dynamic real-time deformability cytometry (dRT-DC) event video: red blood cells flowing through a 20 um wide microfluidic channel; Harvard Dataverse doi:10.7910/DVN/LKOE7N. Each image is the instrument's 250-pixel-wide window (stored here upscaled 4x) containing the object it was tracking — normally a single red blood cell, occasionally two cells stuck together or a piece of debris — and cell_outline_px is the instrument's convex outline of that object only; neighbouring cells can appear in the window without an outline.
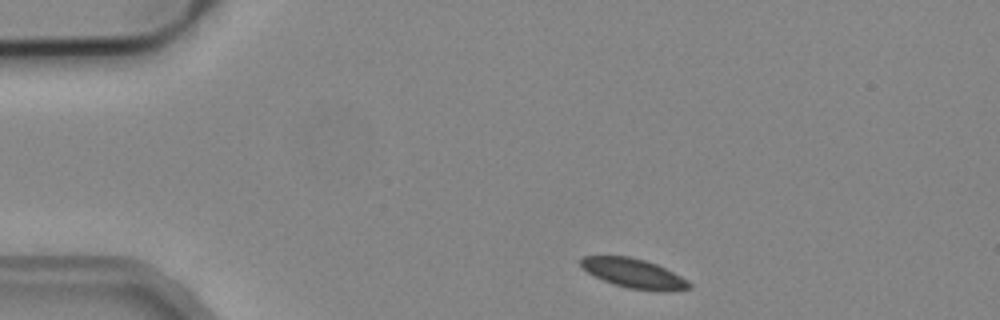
{"species": "common noctule bat (a hibernating species)", "species_latin": "Nyctalus noctula", "temperature_condition": "cold", "stored_images_in_passage": 3, "camera_frame_rate_fps": 3000, "um_per_image_px": 0.085, "animal": {"sex": "male", "body_mass_g": 19.2, "forearm_length_mm": 51.8}, "frame": {"image": 1, "passage_image": 1, "time_ms": 0.0, "image_size_px": [1000, 320], "cell_outline_px": [[692, 288], [664, 292], [656, 292], [628, 288], [612, 284], [588, 272], [580, 264], [580, 256], [628, 256], [644, 260], [656, 264], [688, 280], [692, 284]], "centroid_in_image_um": [53.9, 23.25], "position_along_channel_um": 31.1, "area_um2": 18.61}}